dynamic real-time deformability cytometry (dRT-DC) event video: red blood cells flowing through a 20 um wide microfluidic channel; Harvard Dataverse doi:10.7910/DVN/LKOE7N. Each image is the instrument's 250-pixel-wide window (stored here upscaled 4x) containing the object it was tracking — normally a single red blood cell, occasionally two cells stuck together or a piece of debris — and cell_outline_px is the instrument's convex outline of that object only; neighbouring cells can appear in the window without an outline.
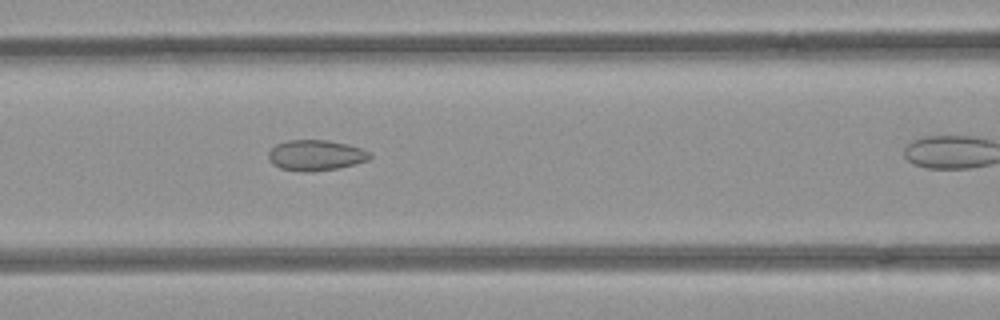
{"species": "common noctule bat (a hibernating species)", "species_latin": "Nyctalus noctula", "temperature_condition": "room temperature", "stored_images_in_passage": 24, "camera_frame_rate_fps": 3000, "um_per_image_px": 0.085, "animal": {"sex": "female", "body_mass_g": 21.9}, "frame": {"image": 1, "passage_image": 11, "time_ms": 3.333, "image_size_px": [1000, 320], "cell_outline_px": [[372, 156], [368, 160], [356, 164], [336, 168], [312, 172], [300, 172], [280, 168], [272, 164], [268, 160], [268, 152], [276, 144], [288, 140], [328, 140], [348, 144], [360, 148], [368, 152]], "centroid_in_image_um": [26.81, 13.2], "position_along_channel_um": 139.8, "area_um2": 18.21}}
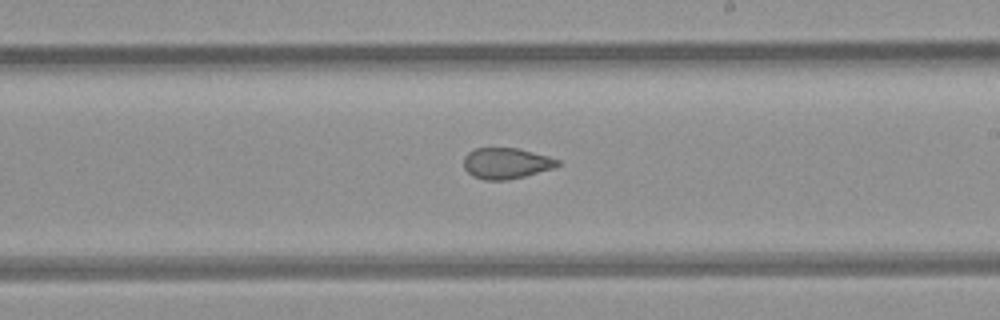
{"frame": {"image": 2, "passage_image": 19, "time_ms": 6.0, "image_size_px": [1000, 320], "cell_outline_px": [[564, 164], [552, 168], [524, 176], [508, 180], [484, 180], [472, 176], [464, 168], [464, 156], [468, 152], [476, 148], [520, 148], [548, 156], [560, 160]], "centroid_in_image_um": [43.04, 13.87], "position_along_channel_um": 246.0, "area_um2": 17.05}}
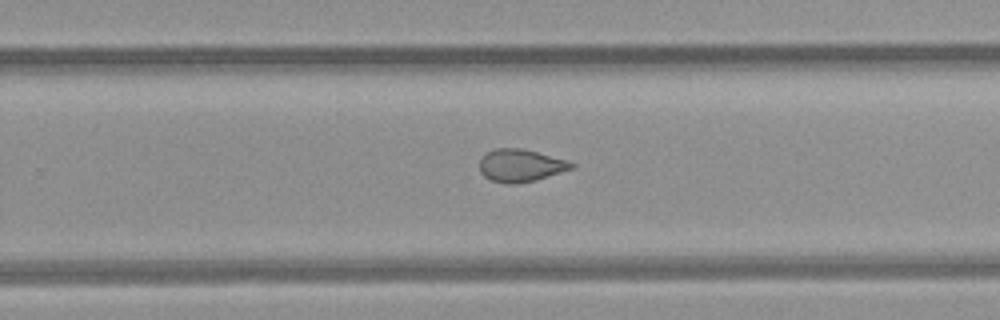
{"frame": {"image": 3, "passage_image": 22, "time_ms": 7.0, "image_size_px": [1000, 320], "cell_outline_px": [[576, 164], [572, 168], [536, 180], [516, 184], [508, 184], [492, 180], [484, 176], [480, 172], [480, 156], [496, 148], [520, 148], [568, 160]], "centroid_in_image_um": [44.23, 14.06], "position_along_channel_um": 285.6, "area_um2": 17.34}}